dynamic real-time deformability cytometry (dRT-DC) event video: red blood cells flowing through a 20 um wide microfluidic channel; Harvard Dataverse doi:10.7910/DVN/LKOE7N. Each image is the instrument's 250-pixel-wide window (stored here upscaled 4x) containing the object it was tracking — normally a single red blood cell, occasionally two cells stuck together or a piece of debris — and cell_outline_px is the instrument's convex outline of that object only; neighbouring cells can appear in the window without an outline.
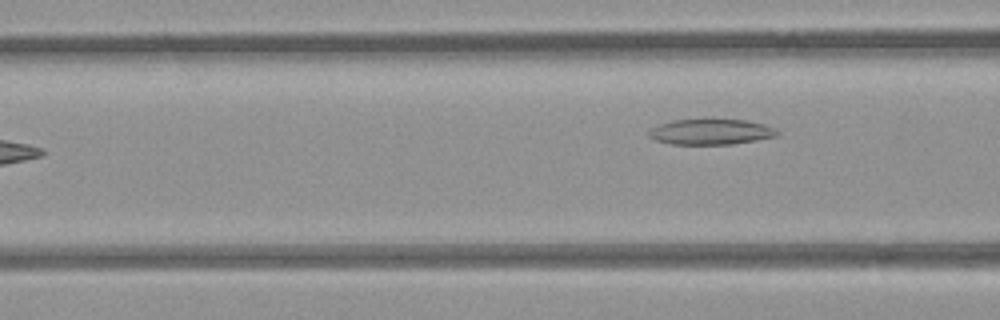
{"species": "common noctule bat (a hibernating species)", "species_latin": "Nyctalus noctula", "temperature_condition": "room temperature", "stored_images_in_passage": 4, "camera_frame_rate_fps": 3000, "um_per_image_px": 0.085, "animal": {"sex": "female", "body_mass_g": 21.9}, "frame": {"image": 1, "passage_image": 4, "time_ms": 1.0, "image_size_px": [1000, 320], "cell_outline_px": [[780, 132], [776, 136], [756, 140], [732, 144], [672, 144], [656, 140], [648, 136], [648, 132], [652, 128], [660, 124], [672, 120], [744, 120], [764, 124], [776, 128]], "centroid_in_image_um": [60.44, 11.21], "position_along_channel_um": 106.2, "area_um2": 18.9}}